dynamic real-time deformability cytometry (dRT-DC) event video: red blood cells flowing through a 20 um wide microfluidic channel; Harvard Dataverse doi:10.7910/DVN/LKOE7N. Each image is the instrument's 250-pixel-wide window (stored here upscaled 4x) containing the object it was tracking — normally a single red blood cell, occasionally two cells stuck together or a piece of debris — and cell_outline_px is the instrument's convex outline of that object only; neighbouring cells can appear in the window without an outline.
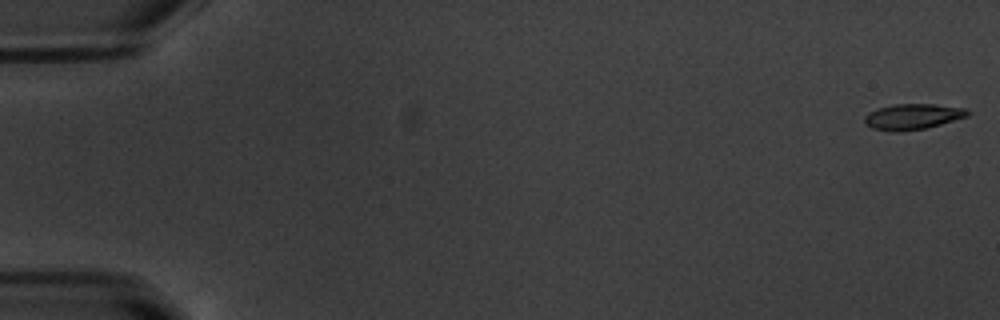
{"species": "common noctule bat (a hibernating species)", "species_latin": "Nyctalus noctula", "temperature_condition": "warm", "stored_images_in_passage": 54, "camera_frame_rate_fps": 3000, "um_per_image_px": 0.085, "animal": {"sex": "male", "body_mass_g": 20.1, "forearm_length_mm": 53.5}, "frame": {"image": 1, "passage_image": 1, "time_ms": 0.0, "image_size_px": [1000, 320], "cell_outline_px": [[972, 112], [968, 116], [928, 128], [900, 132], [888, 132], [872, 128], [864, 124], [864, 116], [868, 112], [880, 108], [896, 104], [932, 104], [964, 108]], "centroid_in_image_um": [77.56, 9.93], "position_along_channel_um": 7.4, "area_um2": 15.61}}
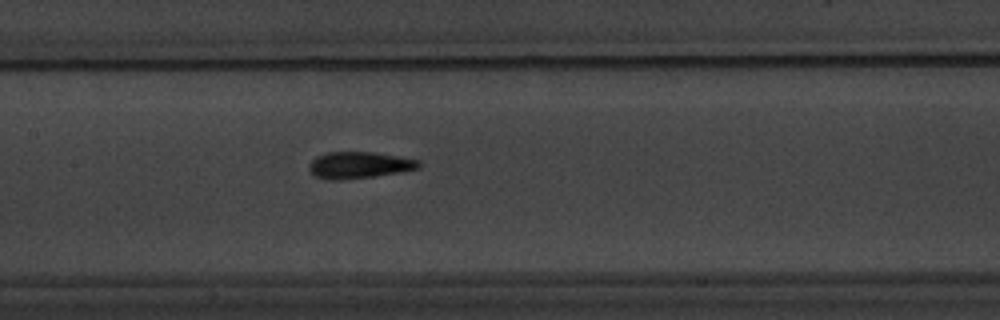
{"frame": {"image": 2, "passage_image": 27, "time_ms": 8.667, "image_size_px": [1000, 320], "cell_outline_px": [[420, 168], [400, 172], [344, 180], [328, 180], [316, 176], [308, 168], [308, 164], [316, 156], [328, 152], [376, 152], [400, 156], [420, 160]], "centroid_in_image_um": [30.53, 14.02], "position_along_channel_um": 176.9, "area_um2": 17.11}}
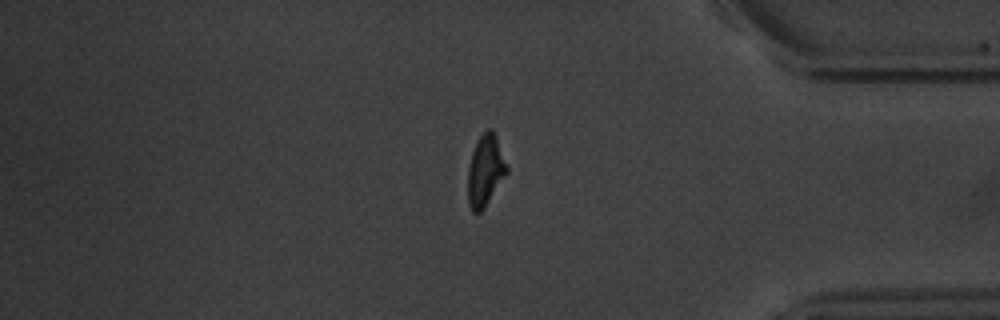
{"frame": {"image": 3, "passage_image": 46, "time_ms": 15.0, "image_size_px": [1000, 320], "cell_outline_px": [[508, 172], [484, 208], [480, 212], [472, 212], [468, 204], [468, 168], [472, 152], [476, 140], [488, 128], [492, 128], [496, 136], [508, 168]], "centroid_in_image_um": [41.24, 14.49], "position_along_channel_um": 394.0, "area_um2": 16.13}, "authors_computed_cell_mechanics": {"area_um2": 16.0395, "velocity_mm_per_s": 3.7839, "shape_relaxation_time_tau1_ms": 3.6474, "shape_relaxation_time_tau2_ms": 2.4423, "deformation_change_tau1": 0.1959, "deformation_change_tau2": 0.109}}